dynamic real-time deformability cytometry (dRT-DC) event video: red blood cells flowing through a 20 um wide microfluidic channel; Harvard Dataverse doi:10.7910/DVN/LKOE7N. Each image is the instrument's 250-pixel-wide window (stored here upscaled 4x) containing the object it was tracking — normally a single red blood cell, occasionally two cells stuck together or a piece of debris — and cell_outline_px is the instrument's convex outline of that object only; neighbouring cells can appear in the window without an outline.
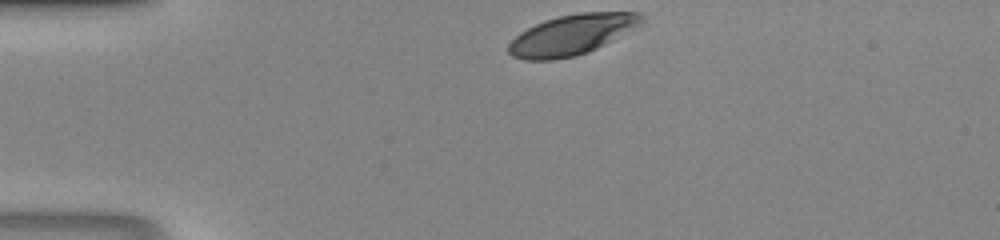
{"species": "human", "species_latin": "Homo sapiens", "temperature_condition": "room temperature", "stored_images_in_passage": 28, "camera_frame_rate_fps": 3000, "um_per_image_px": 0.085, "donor": {"sex": "male"}, "frame": {"image": 1, "passage_image": 1, "time_ms": 0.0, "image_size_px": [1000, 240], "cell_outline_px": [[644, 20], [640, 24], [604, 44], [588, 52], [576, 56], [552, 60], [524, 60], [512, 56], [508, 52], [508, 44], [520, 32], [544, 20], [560, 16], [580, 12], [640, 12], [644, 16]], "centroid_in_image_um": [48.58, 2.95], "position_along_channel_um": 36.4, "area_um2": 30.98}}
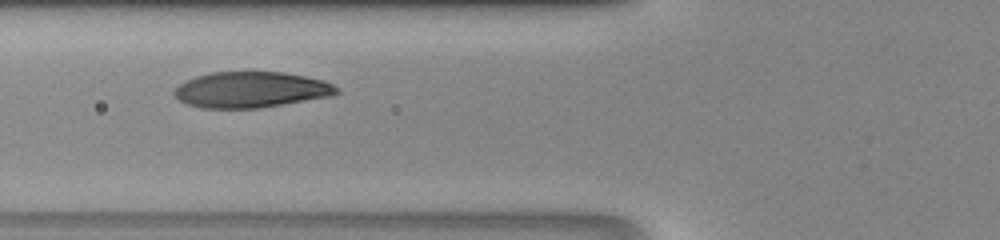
{"frame": {"image": 2, "passage_image": 9, "time_ms": 2.667, "image_size_px": [1000, 240], "cell_outline_px": [[340, 92], [332, 96], [260, 108], [200, 108], [188, 104], [180, 100], [172, 92], [180, 84], [196, 76], [212, 72], [284, 72], [324, 80], [340, 88]], "centroid_in_image_um": [21.37, 7.63], "position_along_channel_um": 104.4, "area_um2": 33.93}}
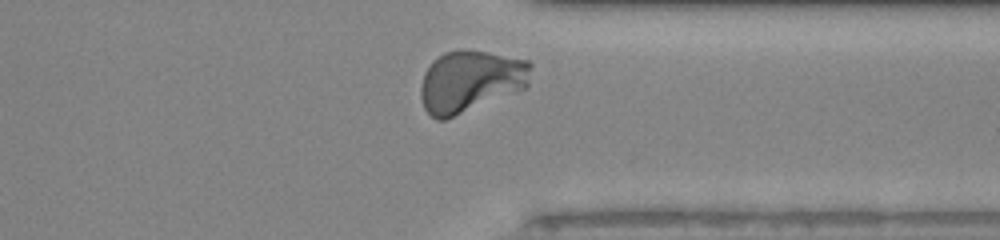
{"frame": {"image": 3, "passage_image": 27, "time_ms": 8.667, "image_size_px": [1000, 240], "cell_outline_px": [[532, 64], [528, 84], [524, 88], [444, 120], [436, 120], [424, 108], [420, 96], [420, 88], [424, 72], [432, 60], [444, 52], [484, 52], [528, 60]], "centroid_in_image_um": [39.95, 6.92], "position_along_channel_um": 371.4, "area_um2": 38.9}}